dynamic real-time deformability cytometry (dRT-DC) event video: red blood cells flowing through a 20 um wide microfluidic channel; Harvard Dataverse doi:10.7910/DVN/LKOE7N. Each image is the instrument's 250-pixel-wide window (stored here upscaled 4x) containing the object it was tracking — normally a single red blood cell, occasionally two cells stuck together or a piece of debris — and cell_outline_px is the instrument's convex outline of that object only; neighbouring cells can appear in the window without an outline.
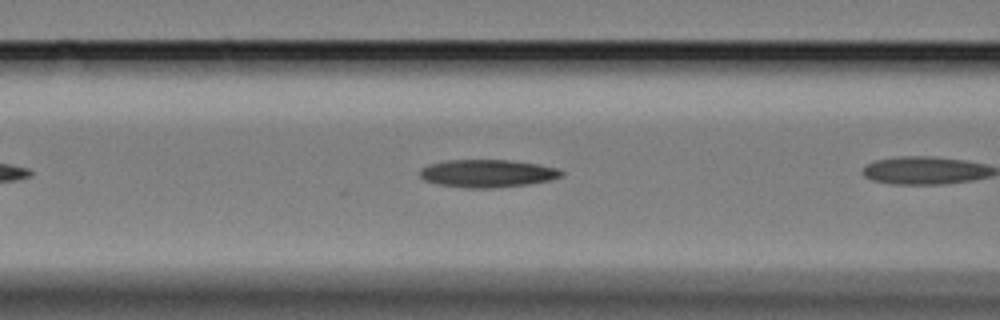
{"species": "Egyptian fruit bat (a non-hibernating species)", "species_latin": "Rousettus aegyptiacus", "temperature_condition": "cold", "stored_images_in_passage": 20, "camera_frame_rate_fps": 3000, "um_per_image_px": 0.085, "animal": {"sex": "female"}, "frame": {"image": 1, "passage_image": 4, "time_ms": 1.0, "image_size_px": [1000, 320], "cell_outline_px": [[564, 176], [548, 180], [528, 184], [492, 188], [464, 188], [436, 184], [424, 180], [420, 176], [420, 168], [428, 164], [448, 160], [512, 160], [540, 164], [556, 168], [564, 172]], "centroid_in_image_um": [41.41, 14.74], "position_along_channel_um": 125.2, "area_um2": 23.06}}
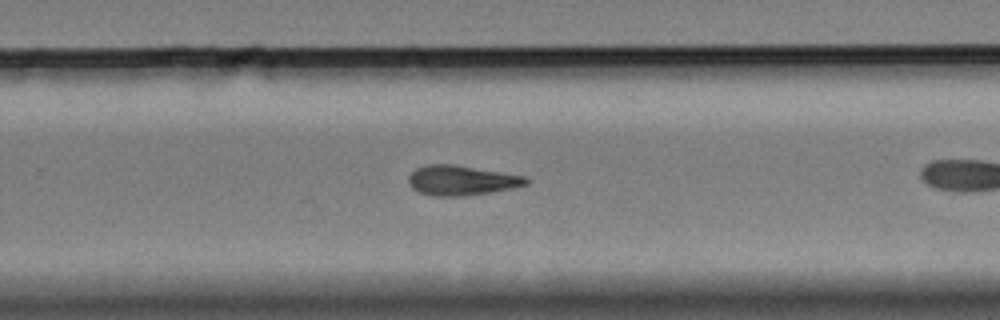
{"frame": {"image": 2, "passage_image": 15, "time_ms": 4.667, "image_size_px": [1000, 320], "cell_outline_px": [[532, 180], [528, 184], [512, 188], [464, 196], [436, 196], [420, 192], [412, 188], [408, 184], [408, 176], [416, 168], [428, 164], [452, 164], [528, 176]], "centroid_in_image_um": [39.25, 15.32], "position_along_channel_um": 290.5, "area_um2": 20.52}}